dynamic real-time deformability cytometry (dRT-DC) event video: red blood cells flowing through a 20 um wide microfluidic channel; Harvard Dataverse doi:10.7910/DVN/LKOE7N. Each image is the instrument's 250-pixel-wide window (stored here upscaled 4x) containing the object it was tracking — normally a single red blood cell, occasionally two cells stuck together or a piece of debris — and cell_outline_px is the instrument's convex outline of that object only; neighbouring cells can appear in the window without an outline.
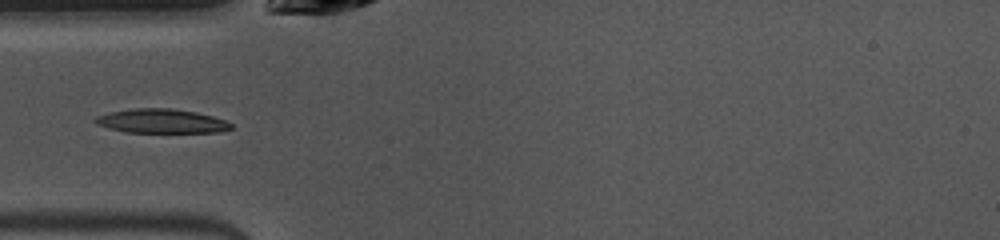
{"species": "common noctule bat (a hibernating species)", "species_latin": "Nyctalus noctula", "temperature_condition": "warm", "stored_images_in_passage": 40, "camera_frame_rate_fps": 3000, "um_per_image_px": 0.085, "animal": {"sex": "female", "body_mass_g": 10.0, "forearm_length_mm": 53.1}, "frame": {"image": 1, "passage_image": 5, "time_ms": 1.333, "image_size_px": [1000, 240], "cell_outline_px": [[232, 128], [220, 132], [128, 132], [96, 124], [92, 120], [96, 116], [112, 112], [132, 108], [172, 108], [196, 112], [212, 116], [224, 120], [232, 124]], "centroid_in_image_um": [13.73, 10.28], "position_along_channel_um": 71.3, "area_um2": 18.9}}
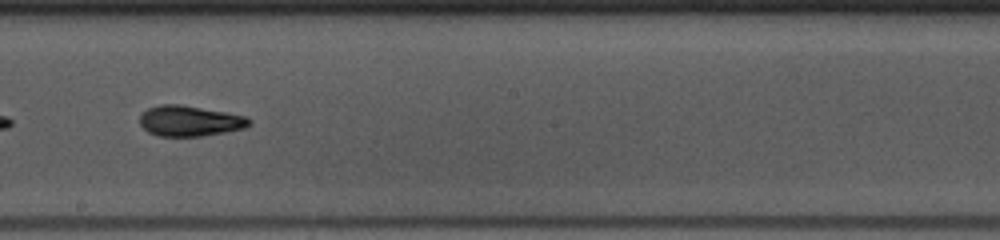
{"frame": {"image": 2, "passage_image": 17, "time_ms": 5.333, "image_size_px": [1000, 240], "cell_outline_px": [[252, 124], [244, 128], [224, 132], [200, 136], [156, 136], [148, 132], [140, 124], [140, 116], [148, 108], [160, 104], [180, 104], [248, 116], [252, 120]], "centroid_in_image_um": [16.15, 10.28], "position_along_channel_um": 232.1, "area_um2": 19.54}}
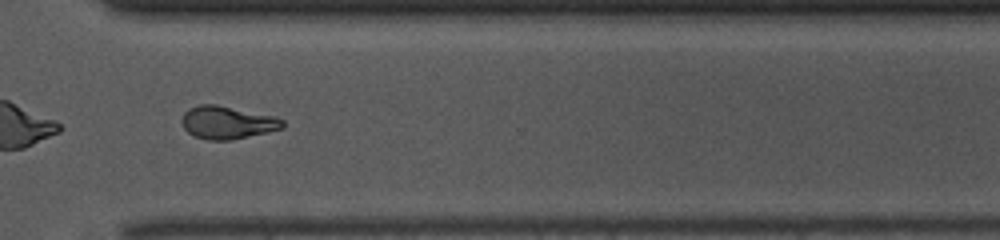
{"frame": {"image": 3, "passage_image": 26, "time_ms": 8.333, "image_size_px": [1000, 240], "cell_outline_px": [[284, 128], [268, 132], [232, 140], [208, 140], [196, 136], [188, 132], [184, 128], [184, 112], [188, 108], [200, 104], [216, 104], [276, 116], [284, 120]], "centroid_in_image_um": [19.38, 10.41], "position_along_channel_um": 351.2, "area_um2": 19.25}, "authors_computed_cell_mechanics": {"area_um2": 19.1318, "velocity_mm_per_s": 3.9905, "shape_relaxation_time_tau1_ms": 5.2714, "shape_relaxation_time_tau2_ms": 5.7418, "deformation_change_tau1": 0.2131, "deformation_change_tau2": 0.1146}}